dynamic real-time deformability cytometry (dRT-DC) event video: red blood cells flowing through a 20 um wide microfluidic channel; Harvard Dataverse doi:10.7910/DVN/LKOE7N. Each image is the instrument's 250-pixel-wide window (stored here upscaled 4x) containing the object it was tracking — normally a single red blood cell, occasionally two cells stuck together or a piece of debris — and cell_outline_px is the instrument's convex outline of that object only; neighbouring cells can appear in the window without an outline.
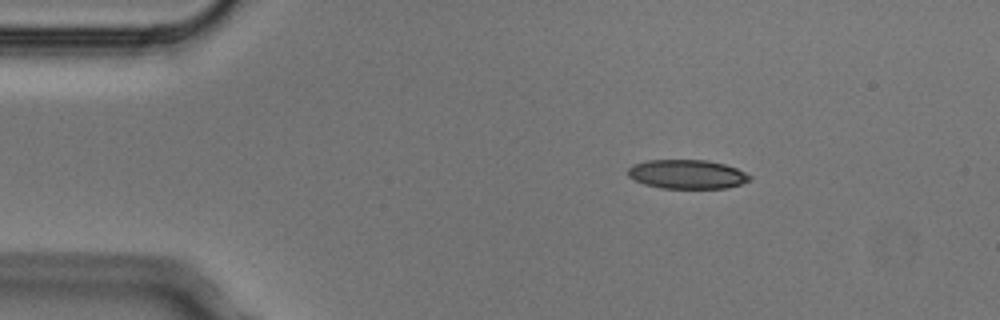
{"species": "Egyptian fruit bat (a non-hibernating species)", "species_latin": "Rousettus aegyptiacus", "temperature_condition": "cold", "stored_images_in_passage": 8, "camera_frame_rate_fps": 3000, "um_per_image_px": 0.085, "animal": {"sex": "male"}, "frame": {"image": 1, "passage_image": 2, "time_ms": 0.333, "image_size_px": [1000, 320], "cell_outline_px": [[752, 180], [728, 188], [660, 188], [644, 184], [632, 180], [628, 176], [628, 168], [632, 164], [648, 160], [708, 160], [724, 164], [736, 168], [752, 176]], "centroid_in_image_um": [58.39, 14.81], "position_along_channel_um": 26.6, "area_um2": 20.81}}
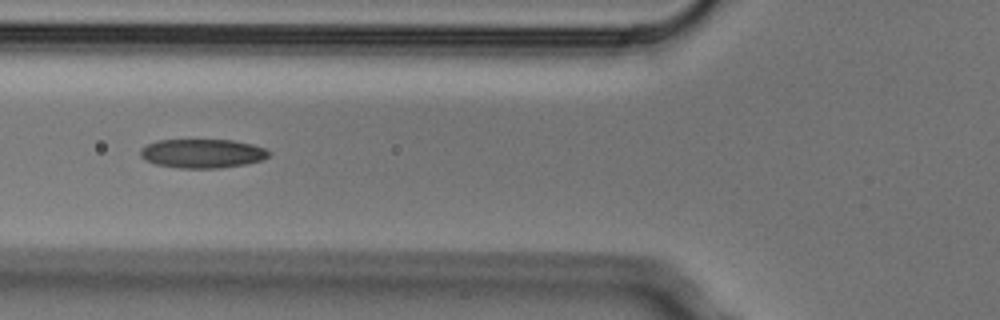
{"frame": {"image": 2, "passage_image": 5, "time_ms": 1.333, "image_size_px": [1000, 320], "cell_outline_px": [[272, 152], [268, 156], [260, 160], [244, 164], [220, 168], [180, 168], [156, 164], [144, 160], [140, 156], [140, 148], [156, 140], [232, 140], [252, 144], [264, 148]], "centroid_in_image_um": [17.17, 13.04], "position_along_channel_um": 108.6, "area_um2": 21.68}}
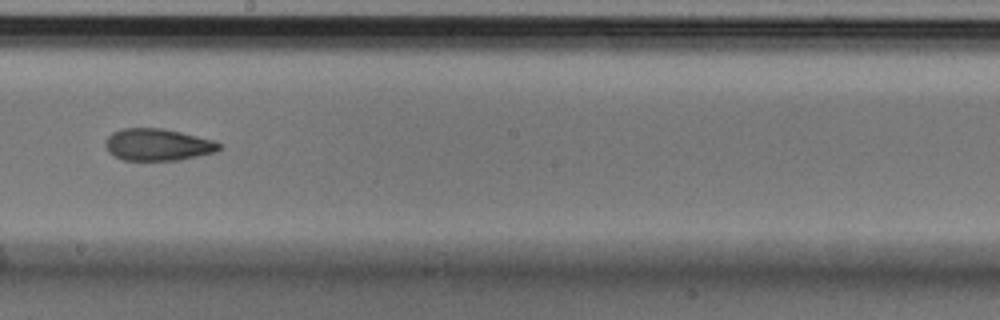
{"frame": {"image": 3, "passage_image": 8, "time_ms": 2.333, "image_size_px": [1000, 320], "cell_outline_px": [[220, 148], [216, 152], [180, 160], [124, 160], [108, 152], [104, 144], [104, 140], [112, 132], [120, 128], [164, 128], [212, 140], [220, 144]], "centroid_in_image_um": [13.36, 12.29], "position_along_channel_um": 234.8, "area_um2": 21.21}}